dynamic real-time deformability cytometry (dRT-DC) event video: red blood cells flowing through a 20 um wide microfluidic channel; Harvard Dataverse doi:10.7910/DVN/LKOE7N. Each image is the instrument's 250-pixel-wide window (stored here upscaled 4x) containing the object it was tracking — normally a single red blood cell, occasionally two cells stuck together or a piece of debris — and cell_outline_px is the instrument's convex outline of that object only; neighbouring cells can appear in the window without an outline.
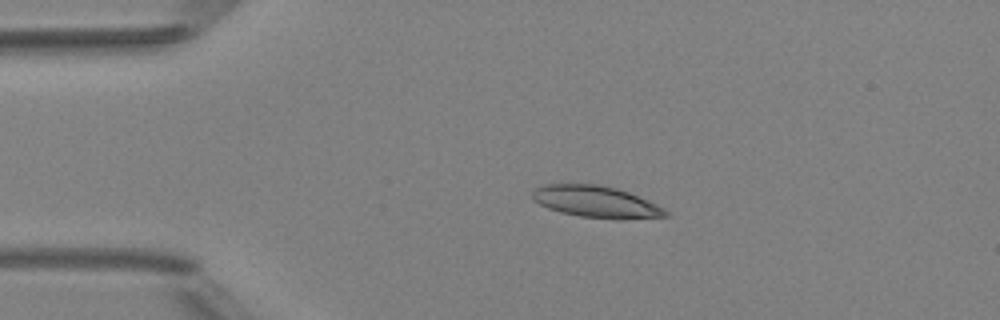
{"species": "Egyptian fruit bat (a non-hibernating species)", "species_latin": "Rousettus aegyptiacus", "temperature_condition": "room temperature", "stored_images_in_passage": 2, "camera_frame_rate_fps": 3000, "um_per_image_px": 0.085, "animal": {"sex": "female"}, "frame": {"image": 1, "passage_image": 1, "time_ms": 0.0, "image_size_px": [1000, 320], "cell_outline_px": [[672, 216], [620, 220], [580, 216], [560, 212], [548, 208], [532, 200], [532, 192], [540, 184], [600, 184], [616, 188], [628, 192], [648, 200], [664, 208]], "centroid_in_image_um": [50.68, 17.15], "position_along_channel_um": 34.3, "area_um2": 24.85}}
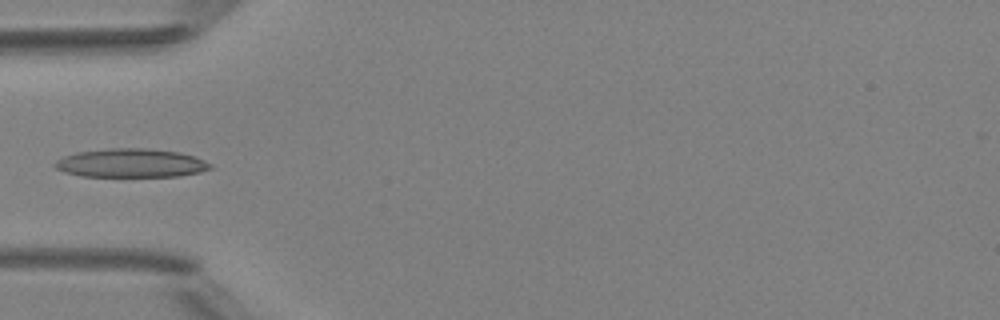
{"frame": {"image": 2, "passage_image": 2, "time_ms": 2.0, "image_size_px": [1000, 320], "cell_outline_px": [[212, 168], [200, 172], [176, 176], [80, 176], [64, 172], [56, 168], [52, 164], [56, 160], [64, 156], [76, 152], [112, 148], [144, 148], [180, 152], [196, 156], [212, 164]], "centroid_in_image_um": [11.13, 13.85], "position_along_channel_um": 73.9, "area_um2": 26.01}}